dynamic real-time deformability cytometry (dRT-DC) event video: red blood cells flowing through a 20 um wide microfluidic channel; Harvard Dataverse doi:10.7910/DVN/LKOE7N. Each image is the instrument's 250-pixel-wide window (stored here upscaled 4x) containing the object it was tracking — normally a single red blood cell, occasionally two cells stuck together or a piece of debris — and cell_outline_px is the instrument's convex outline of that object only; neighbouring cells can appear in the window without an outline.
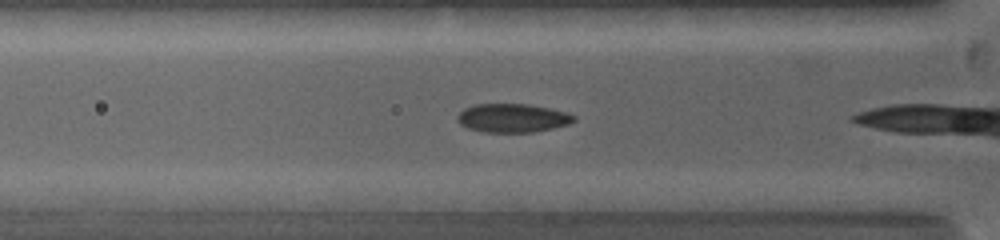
{"species": "common noctule bat (a hibernating species)", "species_latin": "Nyctalus noctula", "temperature_condition": "warm", "stored_images_in_passage": 11, "camera_frame_rate_fps": 5000, "um_per_image_px": 0.085, "animal": {"sex": "female", "body_mass_g": 19.0, "forearm_length_mm": 53.3}, "frame": {"image": 1, "passage_image": 4, "time_ms": 1.2, "image_size_px": [1000, 240], "cell_outline_px": [[576, 120], [568, 124], [552, 128], [532, 132], [484, 132], [468, 128], [460, 124], [456, 120], [456, 116], [464, 108], [472, 104], [528, 104], [548, 108], [564, 112], [576, 116]], "centroid_in_image_um": [43.52, 10.03], "position_along_channel_um": 82.3, "area_um2": 19.42}}
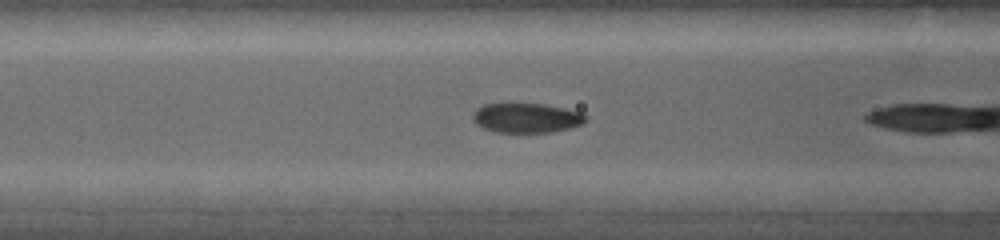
{"frame": {"image": 2, "passage_image": 7, "time_ms": 2.2, "image_size_px": [1000, 240], "cell_outline_px": [[588, 120], [584, 124], [568, 128], [548, 132], [496, 132], [484, 128], [476, 124], [472, 120], [472, 112], [476, 108], [484, 104], [544, 104], [564, 108], [580, 112], [588, 116]], "centroid_in_image_um": [44.74, 10.02], "position_along_channel_um": 121.9, "area_um2": 19.54}}
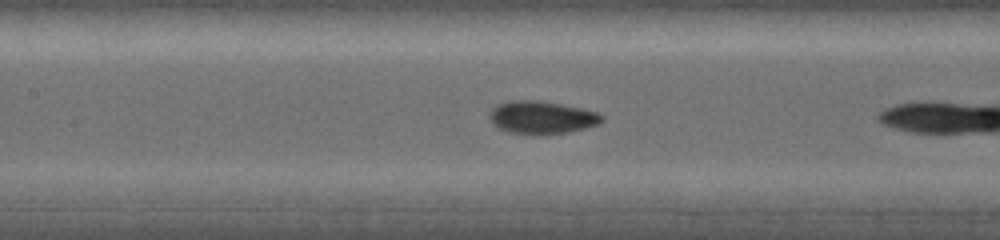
{"frame": {"image": 3, "passage_image": 10, "time_ms": 3.2, "image_size_px": [1000, 240], "cell_outline_px": [[604, 120], [600, 124], [568, 132], [544, 136], [508, 132], [500, 128], [492, 120], [492, 108], [496, 104], [508, 100], [540, 100], [580, 108], [596, 112], [604, 116]], "centroid_in_image_um": [46.09, 9.99], "position_along_channel_um": 161.3, "area_um2": 21.5}}